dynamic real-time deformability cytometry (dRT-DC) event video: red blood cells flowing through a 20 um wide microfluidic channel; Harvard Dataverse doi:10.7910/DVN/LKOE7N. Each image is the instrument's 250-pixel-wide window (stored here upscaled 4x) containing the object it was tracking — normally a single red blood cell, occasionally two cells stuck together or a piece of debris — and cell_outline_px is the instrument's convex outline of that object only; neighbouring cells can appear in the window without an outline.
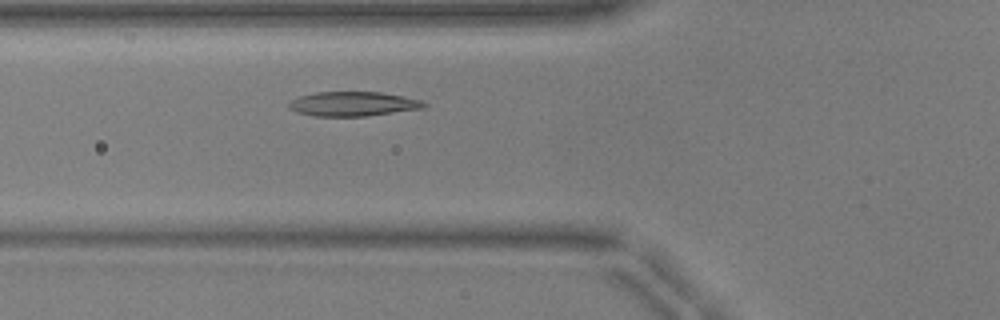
{"species": "common noctule bat (a hibernating species)", "species_latin": "Nyctalus noctula", "temperature_condition": "warm", "stored_images_in_passage": 42, "camera_frame_rate_fps": 3000, "um_per_image_px": 0.085, "animal": {"sex": "male", "body_mass_g": 17.9, "forearm_length_mm": 54.2}, "frame": {"image": 1, "passage_image": 10, "time_ms": 3.0, "image_size_px": [1000, 320], "cell_outline_px": [[428, 104], [424, 108], [364, 116], [312, 116], [296, 112], [288, 108], [288, 100], [300, 96], [316, 92], [380, 92], [404, 96], [424, 100]], "centroid_in_image_um": [29.99, 8.83], "position_along_channel_um": 95.8, "area_um2": 19.42}}
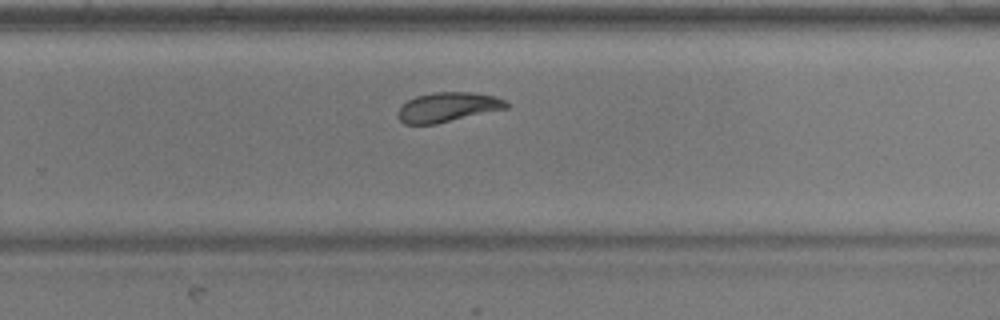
{"frame": {"image": 2, "passage_image": 25, "time_ms": 8.0, "image_size_px": [1000, 320], "cell_outline_px": [[508, 108], [436, 124], [404, 124], [400, 120], [396, 112], [408, 100], [416, 96], [432, 92], [472, 92], [496, 96], [504, 100], [508, 104]], "centroid_in_image_um": [38.06, 9.1], "position_along_channel_um": 291.7, "area_um2": 18.67}}
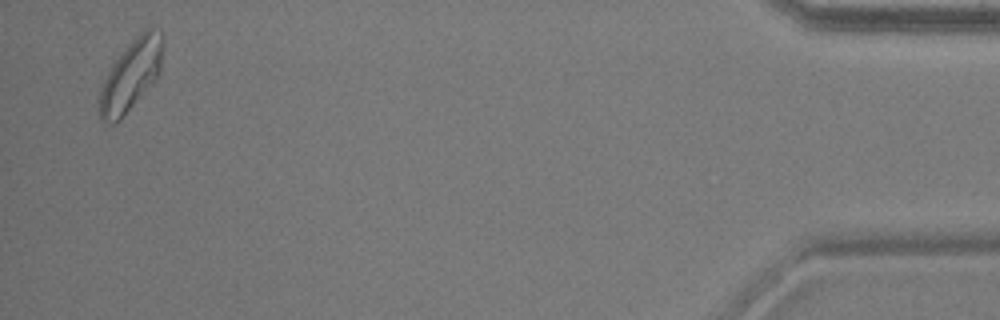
{"frame": {"image": 3, "passage_image": 41, "time_ms": 13.333, "image_size_px": [1000, 320], "cell_outline_px": [[164, 44], [160, 72], [156, 80], [120, 120], [116, 124], [108, 124], [100, 120], [100, 88], [112, 64], [124, 48], [144, 28], [152, 28], [160, 32], [164, 36]], "centroid_in_image_um": [11.16, 6.38], "position_along_channel_um": 424.0, "area_um2": 26.36}, "authors_computed_cell_mechanics": {"area_um2": 19.4208, "velocity_mm_per_s": 3.9189, "shape_relaxation_time_tau1_ms": 4.627, "shape_relaxation_time_tau2_ms": 2.5269, "deformation_change_tau1": 0.1603, "deformation_change_tau2": 0.0653}}